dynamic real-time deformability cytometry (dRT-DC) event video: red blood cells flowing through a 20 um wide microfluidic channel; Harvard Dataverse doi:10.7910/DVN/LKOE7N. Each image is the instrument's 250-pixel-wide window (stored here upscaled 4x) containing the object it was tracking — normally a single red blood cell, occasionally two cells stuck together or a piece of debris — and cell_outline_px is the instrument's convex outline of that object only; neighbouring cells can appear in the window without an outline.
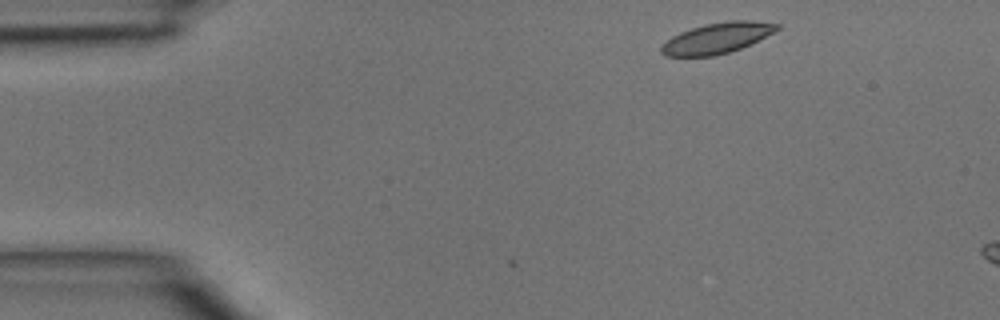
{"species": "common noctule bat (a hibernating species)", "species_latin": "Nyctalus noctula", "temperature_condition": "room temperature", "stored_images_in_passage": 2, "camera_frame_rate_fps": 3000, "um_per_image_px": 0.085, "animal": {"sex": "male", "body_mass_g": 15.6}, "frame": {"image": 1, "passage_image": 1, "time_ms": 0.0, "image_size_px": [1000, 320], "cell_outline_px": [[780, 28], [740, 48], [728, 52], [712, 56], [664, 56], [660, 52], [660, 48], [672, 36], [680, 32], [704, 24], [728, 20], [752, 20], [780, 24]], "centroid_in_image_um": [60.91, 3.22], "position_along_channel_um": 24.1, "area_um2": 20.35}}